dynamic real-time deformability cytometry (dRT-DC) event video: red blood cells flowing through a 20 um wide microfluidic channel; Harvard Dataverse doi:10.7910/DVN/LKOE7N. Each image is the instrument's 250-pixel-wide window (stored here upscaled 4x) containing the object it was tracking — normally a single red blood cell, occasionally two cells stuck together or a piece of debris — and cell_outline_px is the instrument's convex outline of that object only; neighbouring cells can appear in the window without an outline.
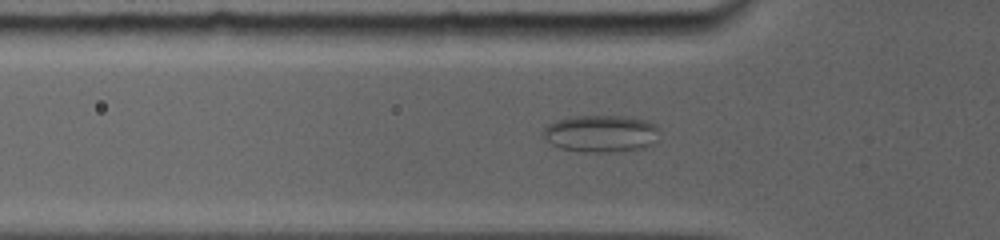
{"species": "common noctule bat (a hibernating species)", "species_latin": "Nyctalus noctula", "temperature_condition": "room temperature", "stored_images_in_passage": 44, "camera_frame_rate_fps": 5000, "um_per_image_px": 0.085, "animal": {"sex": "female", "body_mass_g": 19.0, "forearm_length_mm": 56.7}, "frame": {"image": 1, "passage_image": 16, "time_ms": 5.2, "image_size_px": [1000, 240], "cell_outline_px": [[660, 128], [656, 140], [644, 148], [604, 152], [584, 152], [560, 148], [544, 140], [540, 136], [540, 132], [548, 124], [556, 120], [576, 116], [624, 116], [648, 120], [656, 124]], "centroid_in_image_um": [51.05, 11.34], "position_along_channel_um": 74.8, "area_um2": 25.43}}
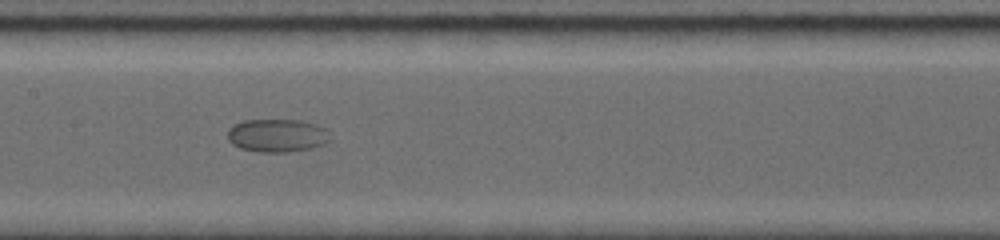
{"frame": {"image": 2, "passage_image": 25, "time_ms": 8.2, "image_size_px": [1000, 240], "cell_outline_px": [[332, 140], [324, 144], [312, 148], [284, 152], [260, 152], [240, 148], [232, 144], [228, 140], [228, 128], [232, 124], [244, 120], [300, 120], [316, 124], [324, 128]], "centroid_in_image_um": [23.54, 11.51], "position_along_channel_um": 183.9, "area_um2": 19.88}}
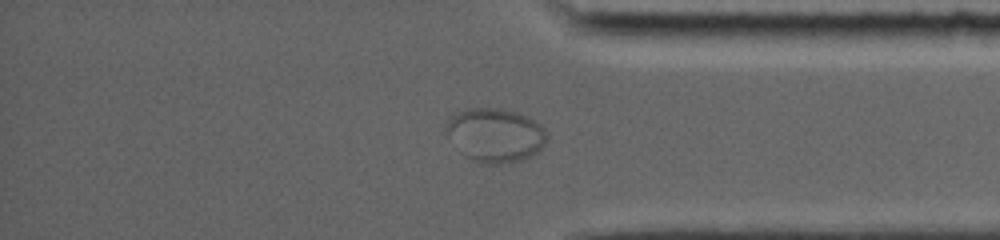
{"frame": {"image": 3, "passage_image": 35, "time_ms": 14.0, "image_size_px": [1000, 240], "cell_outline_px": [[544, 144], [536, 152], [520, 160], [496, 164], [484, 164], [464, 156], [460, 152], [444, 132], [444, 128], [448, 120], [452, 116], [468, 108], [500, 108], [516, 112], [528, 116], [540, 124], [544, 128]], "centroid_in_image_um": [42.04, 11.47], "position_along_channel_um": 393.2, "area_um2": 31.33}}